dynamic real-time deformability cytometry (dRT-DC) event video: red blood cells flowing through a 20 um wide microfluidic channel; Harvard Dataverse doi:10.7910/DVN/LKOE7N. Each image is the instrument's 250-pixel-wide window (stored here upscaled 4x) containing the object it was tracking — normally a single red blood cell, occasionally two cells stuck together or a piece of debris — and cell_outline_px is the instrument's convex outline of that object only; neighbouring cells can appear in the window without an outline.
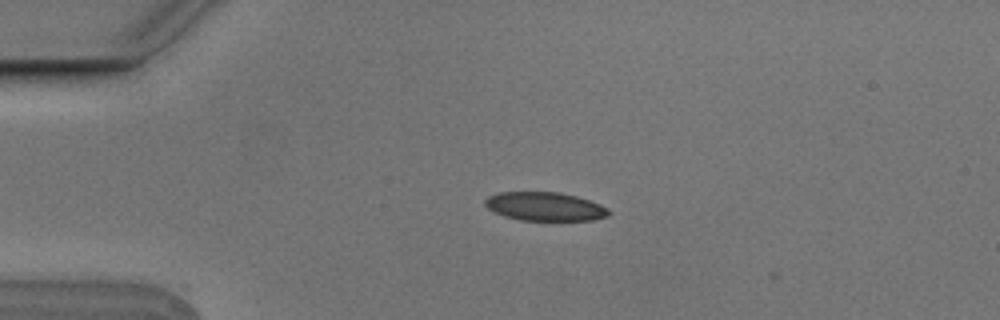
{"species": "Egyptian fruit bat (a non-hibernating species)", "species_latin": "Rousettus aegyptiacus", "temperature_condition": "cold", "stored_images_in_passage": 2, "camera_frame_rate_fps": 3000, "um_per_image_px": 0.085, "animal": {"sex": "male"}, "frame": {"image": 1, "passage_image": 1, "time_ms": 0.0, "image_size_px": [1000, 320], "cell_outline_px": [[612, 212], [608, 216], [592, 220], [520, 220], [504, 216], [488, 208], [484, 204], [484, 200], [488, 196], [500, 192], [556, 192], [576, 196], [600, 204], [608, 208]], "centroid_in_image_um": [46.33, 17.55], "position_along_channel_um": 38.7, "area_um2": 20.58}}